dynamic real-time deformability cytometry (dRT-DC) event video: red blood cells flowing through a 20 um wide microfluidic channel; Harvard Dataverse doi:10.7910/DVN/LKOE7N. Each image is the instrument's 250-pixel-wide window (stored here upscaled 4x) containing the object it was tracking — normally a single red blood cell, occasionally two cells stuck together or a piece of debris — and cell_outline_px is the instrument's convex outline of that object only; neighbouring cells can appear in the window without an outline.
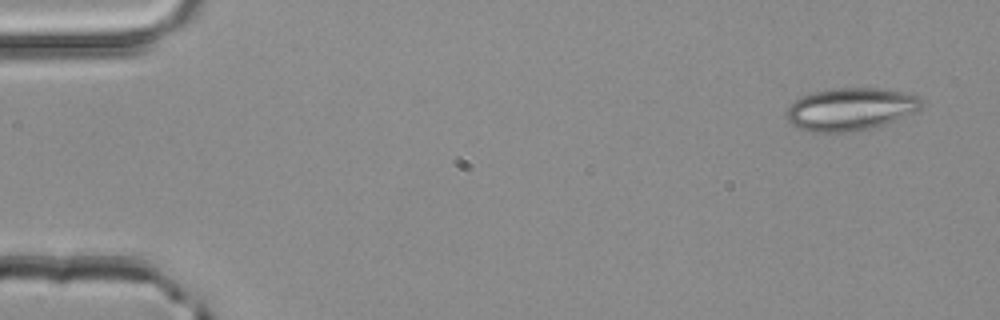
{"species": "common noctule bat (a hibernating species)", "species_latin": "Nyctalus noctula", "temperature_condition": "room temperature", "stored_images_in_passage": 4, "camera_frame_rate_fps": 3000, "um_per_image_px": 0.085, "animal": {"sex": "male", "body_mass_g": 20.4}, "frame": {"image": 1, "passage_image": 1, "time_ms": 0.0, "image_size_px": [1000, 320], "cell_outline_px": [[924, 104], [920, 112], [876, 128], [856, 132], [804, 132], [796, 128], [784, 116], [784, 112], [800, 96], [812, 92], [832, 88], [884, 88], [916, 96]], "centroid_in_image_um": [72.3, 9.31], "position_along_channel_um": 12.7, "area_um2": 34.45}}